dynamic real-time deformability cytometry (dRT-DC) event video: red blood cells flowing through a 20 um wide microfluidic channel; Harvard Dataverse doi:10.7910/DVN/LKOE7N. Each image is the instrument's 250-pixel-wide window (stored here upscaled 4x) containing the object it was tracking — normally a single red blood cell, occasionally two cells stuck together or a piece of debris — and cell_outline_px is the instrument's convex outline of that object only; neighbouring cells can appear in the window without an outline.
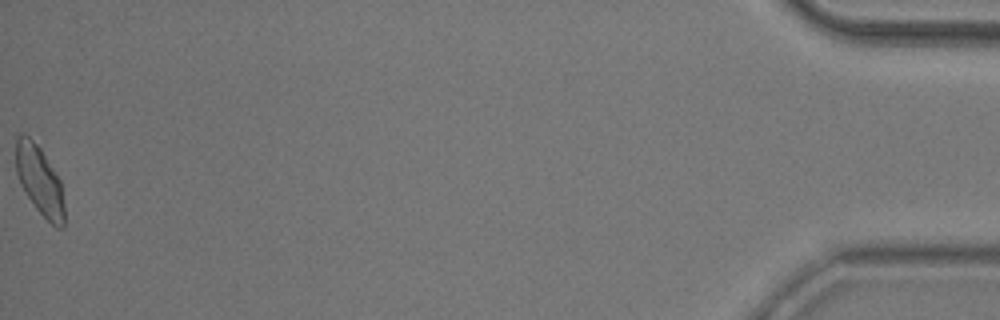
{"species": "common noctule bat (a hibernating species)", "species_latin": "Nyctalus noctula", "temperature_condition": "room temperature", "stored_images_in_passage": 40, "camera_frame_rate_fps": 3000, "um_per_image_px": 0.085, "animal": {"sex": "male", "body_mass_g": 20.5, "forearm_length_mm": 52.5}, "frame": {"image": 1, "passage_image": 40, "time_ms": 13.0, "image_size_px": [1000, 320], "cell_outline_px": [[64, 228], [56, 228], [36, 208], [20, 184], [16, 172], [16, 136], [20, 132], [24, 132], [40, 148], [60, 180], [64, 204]], "centroid_in_image_um": [3.36, 15.33], "position_along_channel_um": 431.8, "area_um2": 19.36}, "authors_computed_cell_mechanics": {"area_um2": 19.4786, "velocity_mm_per_s": 3.7932, "shape_relaxation_time_tau1_ms": 4.6893, "shape_relaxation_time_tau2_ms": 1.6698, "deformation_change_tau1": 0.1104, "deformation_change_tau2": 0.0517}}